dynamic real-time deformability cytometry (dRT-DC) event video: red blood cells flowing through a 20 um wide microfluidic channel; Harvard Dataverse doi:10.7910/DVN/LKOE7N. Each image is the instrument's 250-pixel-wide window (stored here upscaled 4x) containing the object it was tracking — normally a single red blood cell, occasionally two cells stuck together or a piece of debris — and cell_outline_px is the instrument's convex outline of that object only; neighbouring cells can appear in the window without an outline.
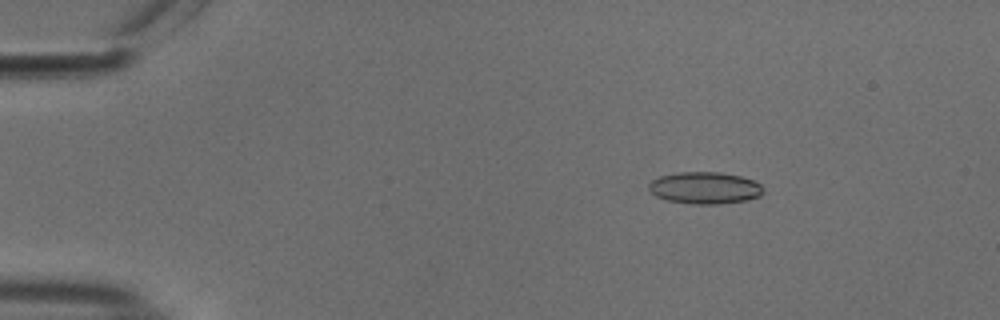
{"species": "common noctule bat (a hibernating species)", "species_latin": "Nyctalus noctula", "temperature_condition": "cold", "stored_images_in_passage": 46, "camera_frame_rate_fps": 3000, "um_per_image_px": 0.085, "animal": {"sex": "male", "body_mass_g": 18.8}, "frame": {"image": 1, "passage_image": 1, "time_ms": 0.0, "image_size_px": [1000, 320], "cell_outline_px": [[764, 192], [760, 196], [748, 200], [720, 204], [692, 204], [668, 200], [656, 196], [648, 188], [648, 184], [652, 180], [660, 176], [676, 172], [720, 172], [740, 176], [756, 180], [764, 188]], "centroid_in_image_um": [59.95, 15.97], "position_along_channel_um": 25.1, "area_um2": 21.5}}
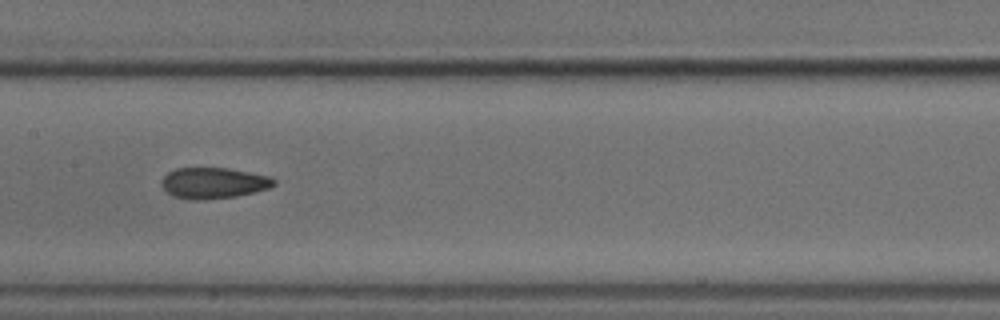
{"frame": {"image": 2, "passage_image": 20, "time_ms": 6.333, "image_size_px": [1000, 320], "cell_outline_px": [[276, 184], [268, 188], [236, 196], [204, 200], [192, 200], [172, 196], [160, 184], [160, 180], [168, 172], [176, 168], [228, 168], [272, 176], [276, 180]], "centroid_in_image_um": [18.14, 15.55], "position_along_channel_um": 189.3, "area_um2": 20.4}}
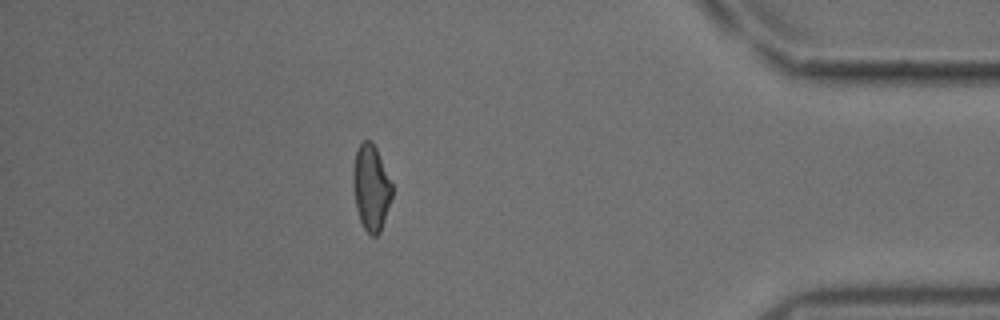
{"frame": {"image": 3, "passage_image": 40, "time_ms": 13.0, "image_size_px": [1000, 320], "cell_outline_px": [[392, 196], [380, 232], [376, 236], [372, 236], [364, 228], [360, 220], [356, 208], [352, 184], [352, 172], [356, 152], [360, 144], [364, 140], [372, 140], [376, 148], [392, 184]], "centroid_in_image_um": [31.52, 15.94], "position_along_channel_um": 403.7, "area_um2": 19.36}, "authors_computed_cell_mechanics": {"area_um2": 20.0566, "velocity_mm_per_s": 3.7813, "shape_relaxation_time_tau1_ms": null, "shape_relaxation_time_tau2_ms": 2.8517, "deformation_change_tau1": null, "deformation_change_tau2": 0.0772}}